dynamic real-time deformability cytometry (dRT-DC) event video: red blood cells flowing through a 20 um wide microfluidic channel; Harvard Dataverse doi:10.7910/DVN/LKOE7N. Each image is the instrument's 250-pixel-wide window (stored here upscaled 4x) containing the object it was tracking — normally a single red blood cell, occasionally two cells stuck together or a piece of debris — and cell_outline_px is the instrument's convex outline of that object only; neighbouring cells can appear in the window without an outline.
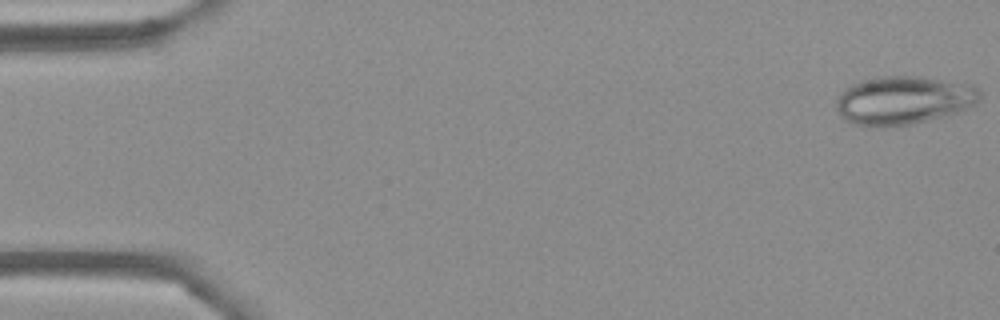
{"species": "Egyptian fruit bat (a non-hibernating species)", "species_latin": "Rousettus aegyptiacus", "temperature_condition": "cold", "stored_images_in_passage": 54, "camera_frame_rate_fps": 3000, "um_per_image_px": 0.085, "frame": {"image": 1, "passage_image": 1, "time_ms": 0.0, "image_size_px": [1000, 320], "cell_outline_px": [[980, 100], [976, 104], [948, 116], [912, 124], [884, 128], [864, 128], [852, 124], [844, 120], [840, 116], [836, 108], [836, 96], [844, 88], [860, 80], [876, 76], [920, 76], [972, 84], [980, 88]], "centroid_in_image_um": [76.76, 8.54], "position_along_channel_um": 8.2, "area_um2": 41.79}}
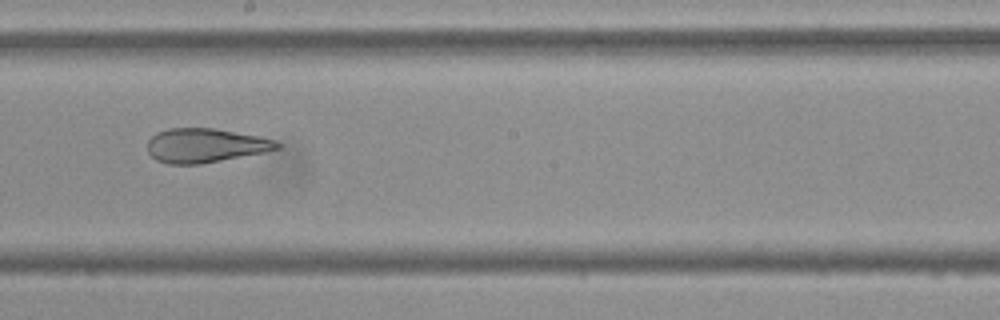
{"frame": {"image": 2, "passage_image": 30, "time_ms": 9.667, "image_size_px": [1000, 320], "cell_outline_px": [[280, 148], [264, 152], [200, 164], [168, 164], [156, 160], [148, 152], [148, 140], [156, 132], [168, 128], [212, 128], [260, 136], [272, 140], [280, 144]], "centroid_in_image_um": [17.41, 12.36], "position_along_channel_um": 230.8, "area_um2": 25.61}}
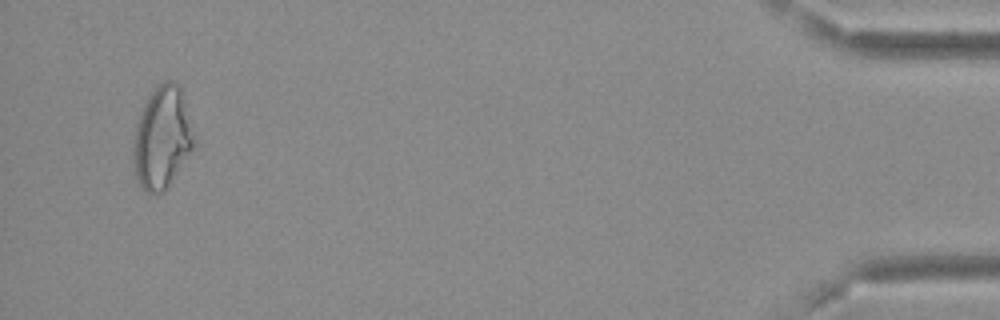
{"frame": {"image": 3, "passage_image": 52, "time_ms": 17.0, "image_size_px": [1000, 320], "cell_outline_px": [[192, 148], [168, 188], [164, 192], [144, 192], [136, 180], [132, 172], [132, 144], [136, 124], [140, 112], [148, 96], [164, 80], [172, 80], [180, 84], [192, 136]], "centroid_in_image_um": [13.69, 11.75], "position_along_channel_um": 421.5, "area_um2": 35.84}}